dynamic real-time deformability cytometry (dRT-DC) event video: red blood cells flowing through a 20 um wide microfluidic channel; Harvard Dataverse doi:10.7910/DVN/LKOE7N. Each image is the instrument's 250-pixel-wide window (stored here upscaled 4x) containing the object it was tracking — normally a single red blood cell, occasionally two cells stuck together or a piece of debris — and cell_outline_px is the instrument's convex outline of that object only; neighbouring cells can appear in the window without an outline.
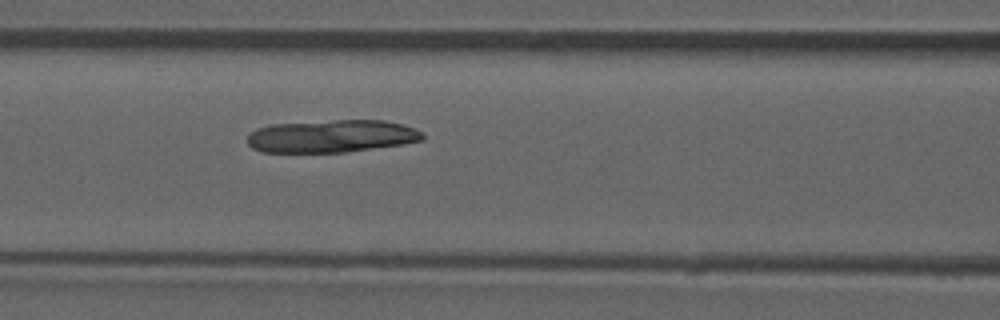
{"species": "common noctule bat (a hibernating species)", "species_latin": "Nyctalus noctula", "temperature_condition": "room temperature", "stored_images_in_passage": 39, "camera_frame_rate_fps": 3000, "um_per_image_px": 0.085, "animal": {"sex": "male", "forearm_length_mm": 52.5}, "frame": {"image": 1, "passage_image": 13, "time_ms": 4.0, "image_size_px": [1000, 320], "cell_outline_px": [[424, 140], [400, 144], [344, 152], [260, 152], [252, 148], [248, 144], [248, 136], [256, 128], [272, 124], [332, 120], [384, 120], [416, 128], [424, 136]], "centroid_in_image_um": [28.16, 11.57], "position_along_channel_um": 138.4, "area_um2": 33.18}}